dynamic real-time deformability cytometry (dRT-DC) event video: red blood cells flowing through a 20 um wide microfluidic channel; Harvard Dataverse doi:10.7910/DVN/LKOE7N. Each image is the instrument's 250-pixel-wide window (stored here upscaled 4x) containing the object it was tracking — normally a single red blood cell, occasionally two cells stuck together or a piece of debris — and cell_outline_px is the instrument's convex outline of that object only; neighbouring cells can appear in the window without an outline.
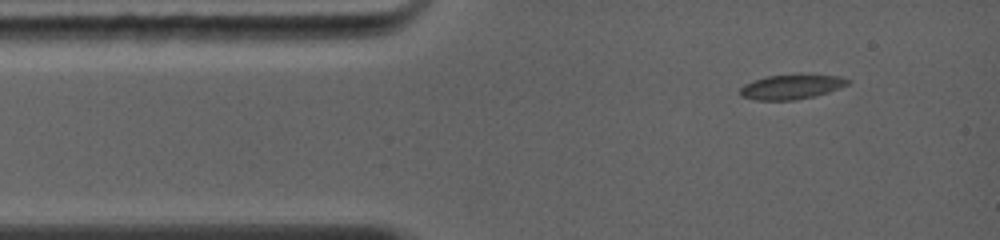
{"species": "common noctule bat (a hibernating species)", "species_latin": "Nyctalus noctula", "temperature_condition": "warm", "stored_images_in_passage": 2, "camera_frame_rate_fps": 5000, "um_per_image_px": 0.085, "animal": {"sex": "female", "body_mass_g": 19.0, "forearm_length_mm": 56.7}, "frame": {"image": 1, "passage_image": 1, "time_ms": 0.0, "image_size_px": [1000, 240], "cell_outline_px": [[848, 84], [840, 88], [816, 96], [796, 100], [752, 100], [740, 96], [740, 88], [744, 84], [752, 80], [764, 76], [792, 72], [816, 72], [836, 76], [848, 80]], "centroid_in_image_um": [67.25, 7.33], "position_along_channel_um": 17.8, "area_um2": 16.47}}